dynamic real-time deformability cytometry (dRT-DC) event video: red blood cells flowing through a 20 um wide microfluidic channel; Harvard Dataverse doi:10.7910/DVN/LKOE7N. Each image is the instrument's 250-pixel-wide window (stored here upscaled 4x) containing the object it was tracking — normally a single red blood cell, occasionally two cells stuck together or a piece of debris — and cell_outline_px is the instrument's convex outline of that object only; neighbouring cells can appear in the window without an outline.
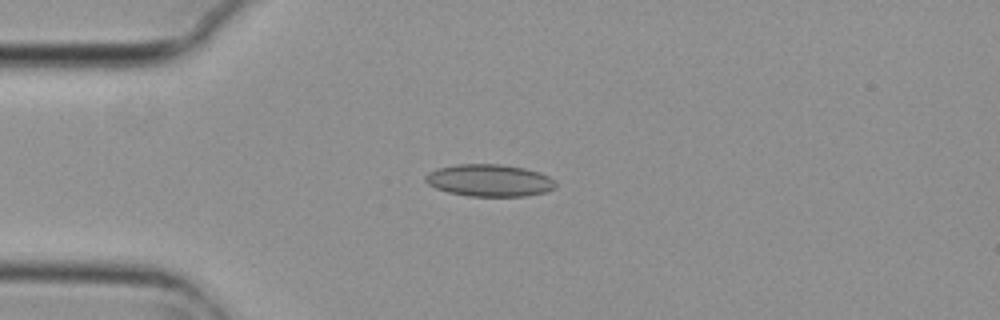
{"species": "common noctule bat (a hibernating species)", "species_latin": "Nyctalus noctula", "temperature_condition": "cold", "stored_images_in_passage": 8, "camera_frame_rate_fps": 3000, "um_per_image_px": 0.085, "animal": {"sex": "female", "body_mass_g": 29.2, "forearm_length_mm": 56.3}, "frame": {"image": 1, "passage_image": 4, "time_ms": 1.0, "image_size_px": [1000, 320], "cell_outline_px": [[556, 188], [544, 192], [524, 196], [468, 196], [448, 192], [436, 188], [428, 184], [424, 180], [424, 176], [428, 172], [436, 168], [456, 164], [500, 164], [524, 168], [540, 172], [556, 180]], "centroid_in_image_um": [41.59, 15.33], "position_along_channel_um": 43.4, "area_um2": 24.57}}
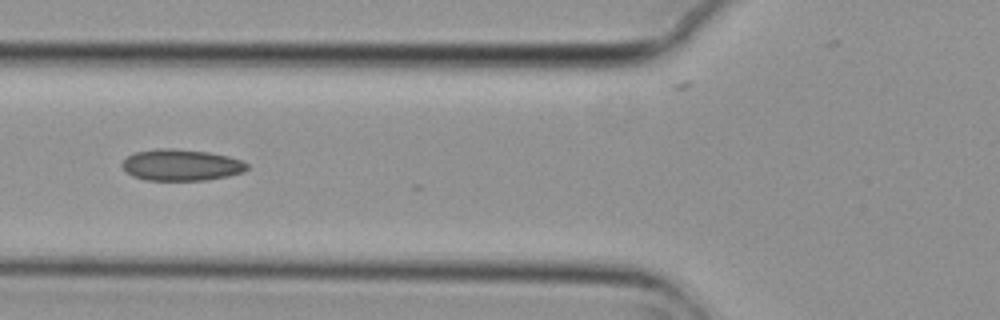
{"frame": {"image": 2, "passage_image": 6, "time_ms": 1.667, "image_size_px": [1000, 320], "cell_outline_px": [[248, 168], [244, 172], [228, 176], [208, 180], [144, 180], [132, 176], [120, 164], [128, 156], [136, 152], [156, 148], [172, 148], [208, 152], [228, 156], [240, 160], [248, 164]], "centroid_in_image_um": [15.41, 14.03], "position_along_channel_um": 110.4, "area_um2": 22.89}}
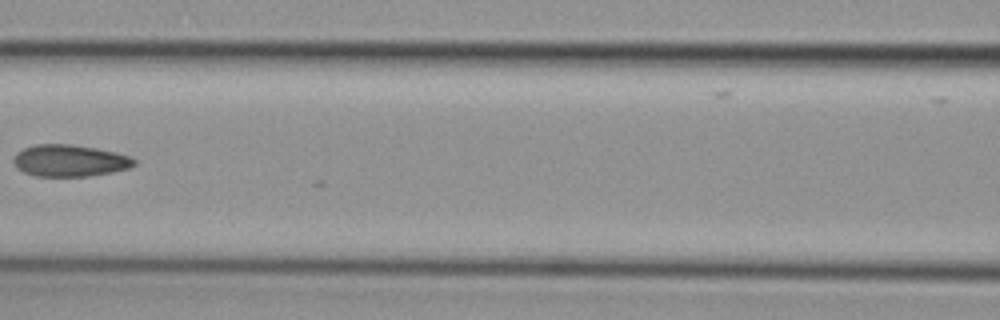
{"frame": {"image": 3, "passage_image": 7, "time_ms": 2.0, "image_size_px": [1000, 320], "cell_outline_px": [[136, 164], [128, 168], [112, 172], [88, 176], [36, 176], [24, 172], [16, 168], [12, 160], [24, 148], [36, 144], [72, 144], [96, 148], [116, 152], [128, 156], [136, 160]], "centroid_in_image_um": [5.93, 13.65], "position_along_channel_um": 160.7, "area_um2": 22.25}}